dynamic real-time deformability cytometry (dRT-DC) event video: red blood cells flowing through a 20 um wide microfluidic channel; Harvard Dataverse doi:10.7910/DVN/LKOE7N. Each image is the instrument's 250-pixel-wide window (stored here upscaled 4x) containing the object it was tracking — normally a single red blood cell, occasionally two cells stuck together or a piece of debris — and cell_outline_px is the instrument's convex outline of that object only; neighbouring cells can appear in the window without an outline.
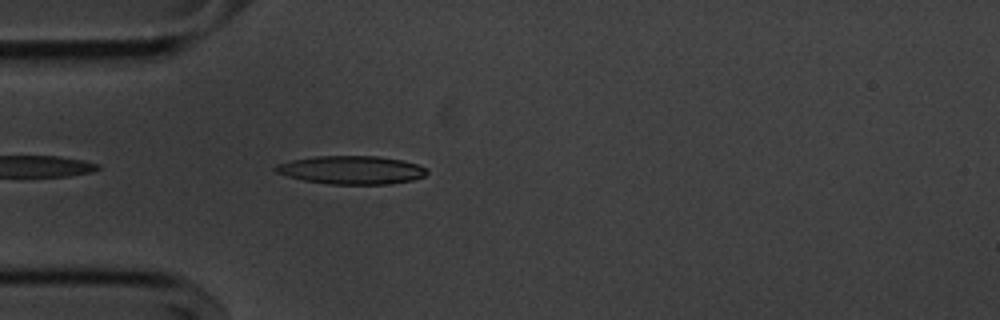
{"species": "common noctule bat (a hibernating species)", "species_latin": "Nyctalus noctula", "temperature_condition": "cold", "stored_images_in_passage": 15, "camera_frame_rate_fps": 3000, "um_per_image_px": 0.085, "animal": {"sex": "male", "body_mass_g": 20.1, "forearm_length_mm": 53.5}, "frame": {"image": 1, "passage_image": 3, "time_ms": 0.667, "image_size_px": [1000, 320], "cell_outline_px": [[428, 172], [424, 176], [412, 180], [384, 184], [328, 184], [304, 180], [288, 176], [276, 172], [272, 168], [276, 164], [292, 160], [316, 156], [376, 156], [404, 160], [428, 168]], "centroid_in_image_um": [29.87, 14.44], "position_along_channel_um": 55.1, "area_um2": 24.91}}